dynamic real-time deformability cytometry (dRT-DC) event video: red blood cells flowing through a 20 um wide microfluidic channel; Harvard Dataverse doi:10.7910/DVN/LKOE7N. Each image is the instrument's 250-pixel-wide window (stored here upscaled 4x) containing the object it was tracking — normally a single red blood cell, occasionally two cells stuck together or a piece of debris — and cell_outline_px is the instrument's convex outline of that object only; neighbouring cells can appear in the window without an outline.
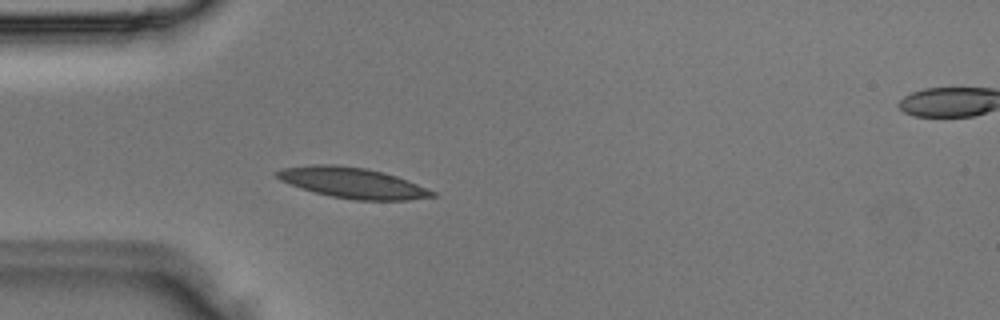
{"species": "Egyptian fruit bat (a non-hibernating species)", "species_latin": "Rousettus aegyptiacus", "temperature_condition": "room temperature", "stored_images_in_passage": 4, "camera_frame_rate_fps": 3000, "um_per_image_px": 0.085, "animal": {"sex": "male"}, "frame": {"image": 1, "passage_image": 3, "time_ms": 0.667, "image_size_px": [1000, 320], "cell_outline_px": [[436, 196], [408, 200], [352, 200], [332, 196], [300, 188], [280, 180], [276, 176], [276, 172], [284, 168], [312, 164], [336, 164], [368, 168], [384, 172], [408, 180], [436, 192]], "centroid_in_image_um": [29.99, 15.53], "position_along_channel_um": 55.0, "area_um2": 27.69}}